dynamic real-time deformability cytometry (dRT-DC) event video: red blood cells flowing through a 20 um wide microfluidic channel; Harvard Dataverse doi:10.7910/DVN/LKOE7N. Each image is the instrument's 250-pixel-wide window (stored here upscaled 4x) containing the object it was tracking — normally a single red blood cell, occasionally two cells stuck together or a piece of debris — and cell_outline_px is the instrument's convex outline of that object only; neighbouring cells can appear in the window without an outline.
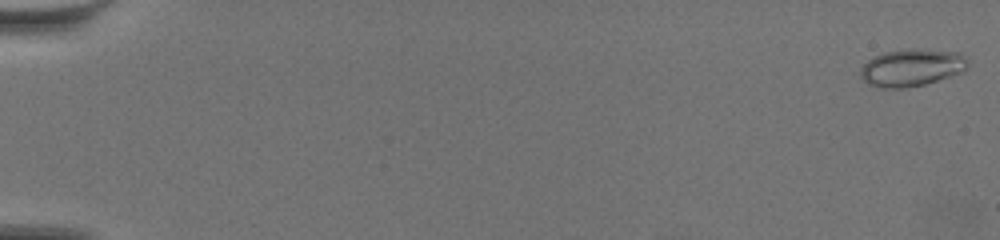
{"species": "common noctule bat (a hibernating species)", "species_latin": "Nyctalus noctula", "temperature_condition": "warm", "stored_images_in_passage": 61, "camera_frame_rate_fps": 3000, "um_per_image_px": 0.085, "animal": {"sex": "female", "body_mass_g": 19.5, "forearm_length_mm": 54.1}, "frame": {"image": 1, "passage_image": 1, "time_ms": 0.0, "image_size_px": [1000, 240], "cell_outline_px": [[968, 64], [960, 72], [924, 84], [904, 88], [876, 88], [868, 84], [860, 76], [860, 68], [868, 60], [884, 52], [916, 48], [960, 52]], "centroid_in_image_um": [77.43, 5.75], "position_along_channel_um": 7.6, "area_um2": 23.06}}
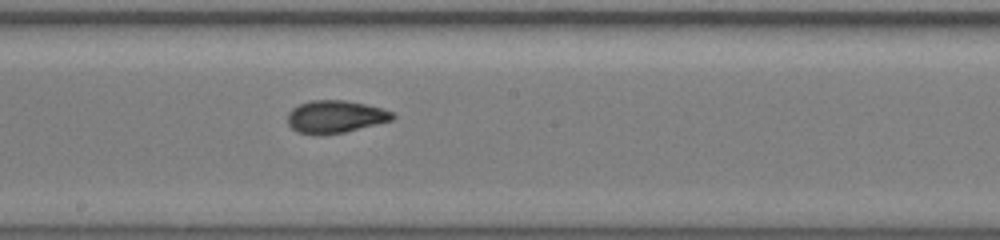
{"frame": {"image": 2, "passage_image": 36, "time_ms": 11.667, "image_size_px": [1000, 240], "cell_outline_px": [[396, 116], [392, 120], [344, 132], [296, 132], [288, 124], [288, 112], [292, 108], [300, 104], [312, 100], [344, 100], [364, 104], [380, 108], [392, 112]], "centroid_in_image_um": [28.5, 9.88], "position_along_channel_um": 219.7, "area_um2": 19.19}}
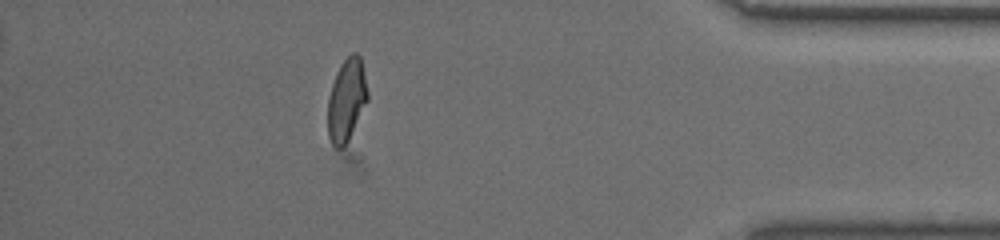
{"frame": {"image": 3, "passage_image": 55, "time_ms": 18.0, "image_size_px": [1000, 240], "cell_outline_px": [[368, 100], [348, 140], [340, 148], [336, 148], [332, 144], [328, 136], [328, 96], [332, 84], [340, 64], [352, 52], [356, 52], [360, 56], [368, 92]], "centroid_in_image_um": [29.45, 8.48], "position_along_channel_um": 405.7, "area_um2": 18.96}, "authors_computed_cell_mechanics": {"area_um2": 19.652, "velocity_mm_per_s": 3.5093, "shape_relaxation_time_tau1_ms": null, "shape_relaxation_time_tau2_ms": 1.3349, "deformation_change_tau1": null, "deformation_change_tau2": 0.0612}}